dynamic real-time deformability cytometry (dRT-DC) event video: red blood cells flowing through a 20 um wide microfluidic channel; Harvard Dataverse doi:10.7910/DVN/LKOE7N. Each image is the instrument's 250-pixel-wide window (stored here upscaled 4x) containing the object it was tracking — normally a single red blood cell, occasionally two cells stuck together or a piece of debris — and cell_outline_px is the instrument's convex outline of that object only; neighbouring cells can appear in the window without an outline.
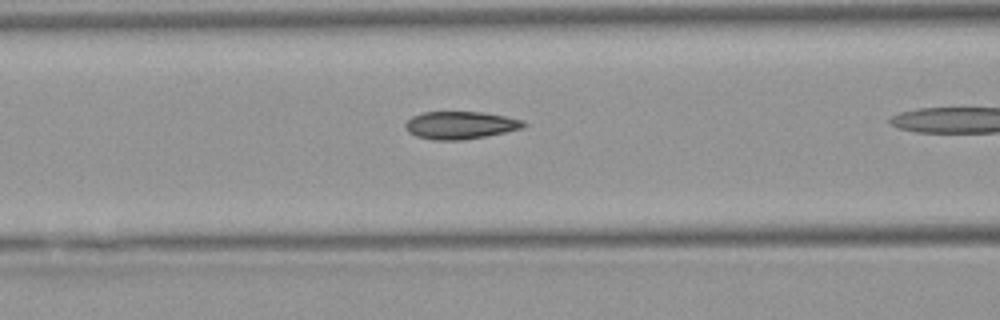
{"species": "Egyptian fruit bat (a non-hibernating species)", "species_latin": "Rousettus aegyptiacus", "temperature_condition": "warm", "stored_images_in_passage": 21, "camera_frame_rate_fps": 3000, "um_per_image_px": 0.085, "animal": {"sex": "female"}, "frame": {"image": 1, "passage_image": 10, "time_ms": 3.0, "image_size_px": [1000, 320], "cell_outline_px": [[528, 124], [524, 128], [484, 136], [460, 140], [432, 140], [416, 136], [408, 132], [404, 128], [404, 124], [412, 116], [424, 112], [484, 112], [524, 120]], "centroid_in_image_um": [39.12, 10.64], "position_along_channel_um": 127.5, "area_um2": 19.07}}